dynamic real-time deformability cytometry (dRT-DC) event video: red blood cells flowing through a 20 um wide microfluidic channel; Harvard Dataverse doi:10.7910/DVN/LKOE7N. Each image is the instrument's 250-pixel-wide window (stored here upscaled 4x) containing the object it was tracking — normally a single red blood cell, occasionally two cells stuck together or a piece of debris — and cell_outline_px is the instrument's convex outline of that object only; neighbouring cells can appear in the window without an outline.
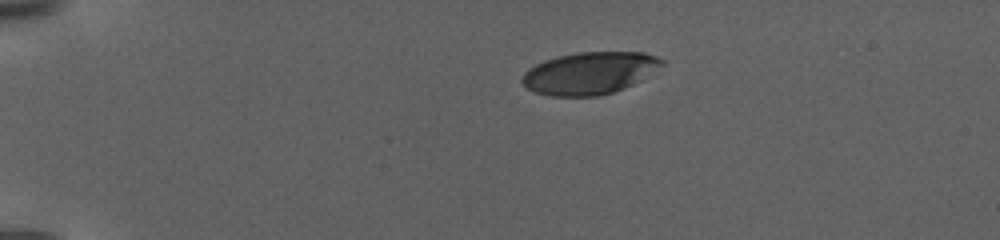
{"species": "human", "species_latin": "Homo sapiens", "temperature_condition": "warm", "stored_images_in_passage": 31, "camera_frame_rate_fps": 3000, "um_per_image_px": 0.085, "donor": {"sex": "female"}, "frame": {"image": 1, "passage_image": 1, "time_ms": 0.0, "image_size_px": [1000, 240], "cell_outline_px": [[664, 64], [644, 80], [612, 92], [600, 96], [552, 96], [536, 92], [528, 88], [520, 80], [524, 72], [528, 68], [544, 60], [556, 56], [576, 52], [644, 52], [656, 56], [664, 60]], "centroid_in_image_um": [50.14, 6.2], "position_along_channel_um": 34.9, "area_um2": 34.62}}
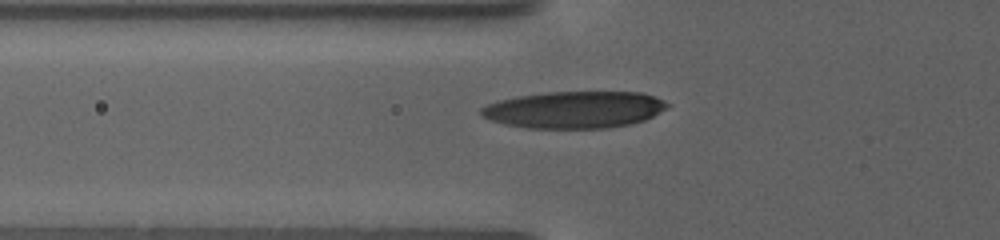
{"frame": {"image": 2, "passage_image": 15, "time_ms": 4.0, "image_size_px": [1000, 240], "cell_outline_px": [[668, 108], [644, 120], [628, 124], [608, 128], [524, 128], [504, 124], [488, 120], [480, 112], [480, 108], [496, 100], [516, 96], [548, 92], [640, 92], [664, 100], [668, 104]], "centroid_in_image_um": [48.78, 9.32], "position_along_channel_um": 77.0, "area_um2": 40.11}}
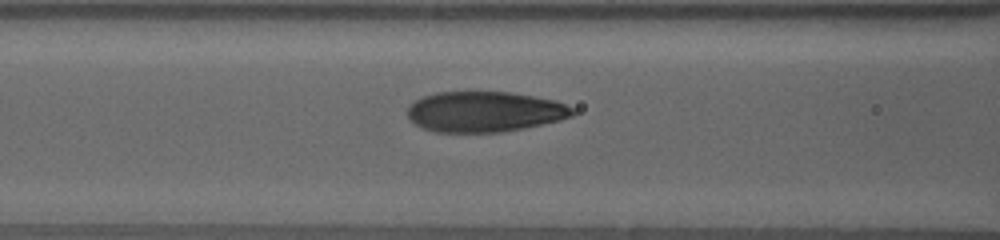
{"frame": {"image": 3, "passage_image": 24, "time_ms": 5.667, "image_size_px": [1000, 240], "cell_outline_px": [[576, 112], [572, 116], [560, 120], [524, 128], [500, 132], [432, 132], [408, 120], [408, 104], [424, 96], [436, 92], [512, 92], [556, 100], [572, 108]], "centroid_in_image_um": [41.18, 9.49], "position_along_channel_um": 125.4, "area_um2": 39.07}}